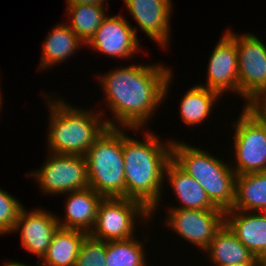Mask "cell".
Instances as JSON below:
<instances>
[{
    "label": "cell",
    "mask_w": 266,
    "mask_h": 266,
    "mask_svg": "<svg viewBox=\"0 0 266 266\" xmlns=\"http://www.w3.org/2000/svg\"><path fill=\"white\" fill-rule=\"evenodd\" d=\"M245 107L266 130V95L251 98Z\"/></svg>",
    "instance_id": "27"
},
{
    "label": "cell",
    "mask_w": 266,
    "mask_h": 266,
    "mask_svg": "<svg viewBox=\"0 0 266 266\" xmlns=\"http://www.w3.org/2000/svg\"><path fill=\"white\" fill-rule=\"evenodd\" d=\"M57 215L44 209L27 211L22 207L15 223L14 232H20L21 245L28 252L37 256L39 260L46 254L54 232L58 229Z\"/></svg>",
    "instance_id": "13"
},
{
    "label": "cell",
    "mask_w": 266,
    "mask_h": 266,
    "mask_svg": "<svg viewBox=\"0 0 266 266\" xmlns=\"http://www.w3.org/2000/svg\"><path fill=\"white\" fill-rule=\"evenodd\" d=\"M204 252H207L211 258L209 261L215 266L244 263L254 256L225 223L215 233Z\"/></svg>",
    "instance_id": "20"
},
{
    "label": "cell",
    "mask_w": 266,
    "mask_h": 266,
    "mask_svg": "<svg viewBox=\"0 0 266 266\" xmlns=\"http://www.w3.org/2000/svg\"><path fill=\"white\" fill-rule=\"evenodd\" d=\"M44 94L50 114L46 137L48 151L54 154L85 156L94 141L108 128L105 121L107 117H104L107 115L102 110L98 113L97 110L77 108L61 97L55 100L56 97L53 99Z\"/></svg>",
    "instance_id": "3"
},
{
    "label": "cell",
    "mask_w": 266,
    "mask_h": 266,
    "mask_svg": "<svg viewBox=\"0 0 266 266\" xmlns=\"http://www.w3.org/2000/svg\"><path fill=\"white\" fill-rule=\"evenodd\" d=\"M69 28L86 44L96 33L103 20L107 17L106 9L101 4L66 5Z\"/></svg>",
    "instance_id": "23"
},
{
    "label": "cell",
    "mask_w": 266,
    "mask_h": 266,
    "mask_svg": "<svg viewBox=\"0 0 266 266\" xmlns=\"http://www.w3.org/2000/svg\"><path fill=\"white\" fill-rule=\"evenodd\" d=\"M150 211L139 201L123 198H103L89 235L102 241L126 240L135 237L137 218L148 221Z\"/></svg>",
    "instance_id": "6"
},
{
    "label": "cell",
    "mask_w": 266,
    "mask_h": 266,
    "mask_svg": "<svg viewBox=\"0 0 266 266\" xmlns=\"http://www.w3.org/2000/svg\"><path fill=\"white\" fill-rule=\"evenodd\" d=\"M257 266H266V260H260Z\"/></svg>",
    "instance_id": "31"
},
{
    "label": "cell",
    "mask_w": 266,
    "mask_h": 266,
    "mask_svg": "<svg viewBox=\"0 0 266 266\" xmlns=\"http://www.w3.org/2000/svg\"><path fill=\"white\" fill-rule=\"evenodd\" d=\"M232 209L257 212L266 210V171L236 176L235 203Z\"/></svg>",
    "instance_id": "21"
},
{
    "label": "cell",
    "mask_w": 266,
    "mask_h": 266,
    "mask_svg": "<svg viewBox=\"0 0 266 266\" xmlns=\"http://www.w3.org/2000/svg\"><path fill=\"white\" fill-rule=\"evenodd\" d=\"M123 128L108 127L88 149L89 187L104 198H125Z\"/></svg>",
    "instance_id": "5"
},
{
    "label": "cell",
    "mask_w": 266,
    "mask_h": 266,
    "mask_svg": "<svg viewBox=\"0 0 266 266\" xmlns=\"http://www.w3.org/2000/svg\"><path fill=\"white\" fill-rule=\"evenodd\" d=\"M47 160L39 170H33L31 178L36 179L45 195L66 194L89 187L86 157L82 155H67L48 153Z\"/></svg>",
    "instance_id": "7"
},
{
    "label": "cell",
    "mask_w": 266,
    "mask_h": 266,
    "mask_svg": "<svg viewBox=\"0 0 266 266\" xmlns=\"http://www.w3.org/2000/svg\"><path fill=\"white\" fill-rule=\"evenodd\" d=\"M0 90H1V88H0ZM1 96H2V93H1V91H0V112H1V109H2L1 106H2V104H3L2 101H1V100H3Z\"/></svg>",
    "instance_id": "32"
},
{
    "label": "cell",
    "mask_w": 266,
    "mask_h": 266,
    "mask_svg": "<svg viewBox=\"0 0 266 266\" xmlns=\"http://www.w3.org/2000/svg\"><path fill=\"white\" fill-rule=\"evenodd\" d=\"M75 266H107L106 241L87 234L80 246Z\"/></svg>",
    "instance_id": "25"
},
{
    "label": "cell",
    "mask_w": 266,
    "mask_h": 266,
    "mask_svg": "<svg viewBox=\"0 0 266 266\" xmlns=\"http://www.w3.org/2000/svg\"><path fill=\"white\" fill-rule=\"evenodd\" d=\"M206 152L195 145L172 140V160L203 187L216 207L226 211L235 203L234 165Z\"/></svg>",
    "instance_id": "4"
},
{
    "label": "cell",
    "mask_w": 266,
    "mask_h": 266,
    "mask_svg": "<svg viewBox=\"0 0 266 266\" xmlns=\"http://www.w3.org/2000/svg\"><path fill=\"white\" fill-rule=\"evenodd\" d=\"M85 44L82 40L69 28L66 23L57 24L43 41L42 57L39 69H48L54 65L63 63Z\"/></svg>",
    "instance_id": "18"
},
{
    "label": "cell",
    "mask_w": 266,
    "mask_h": 266,
    "mask_svg": "<svg viewBox=\"0 0 266 266\" xmlns=\"http://www.w3.org/2000/svg\"><path fill=\"white\" fill-rule=\"evenodd\" d=\"M259 261L260 259H258L256 256H253L249 261H246L244 263L227 265V266H257Z\"/></svg>",
    "instance_id": "29"
},
{
    "label": "cell",
    "mask_w": 266,
    "mask_h": 266,
    "mask_svg": "<svg viewBox=\"0 0 266 266\" xmlns=\"http://www.w3.org/2000/svg\"><path fill=\"white\" fill-rule=\"evenodd\" d=\"M105 0H67L66 5H76V4H101L104 5ZM108 0H106L107 2Z\"/></svg>",
    "instance_id": "28"
},
{
    "label": "cell",
    "mask_w": 266,
    "mask_h": 266,
    "mask_svg": "<svg viewBox=\"0 0 266 266\" xmlns=\"http://www.w3.org/2000/svg\"><path fill=\"white\" fill-rule=\"evenodd\" d=\"M139 240L135 236L126 240L106 241L107 266H147L145 247Z\"/></svg>",
    "instance_id": "24"
},
{
    "label": "cell",
    "mask_w": 266,
    "mask_h": 266,
    "mask_svg": "<svg viewBox=\"0 0 266 266\" xmlns=\"http://www.w3.org/2000/svg\"><path fill=\"white\" fill-rule=\"evenodd\" d=\"M23 204L0 188V235L11 234Z\"/></svg>",
    "instance_id": "26"
},
{
    "label": "cell",
    "mask_w": 266,
    "mask_h": 266,
    "mask_svg": "<svg viewBox=\"0 0 266 266\" xmlns=\"http://www.w3.org/2000/svg\"><path fill=\"white\" fill-rule=\"evenodd\" d=\"M4 266H30V265H26L25 263H20V262H16V261H8V262H5L3 264Z\"/></svg>",
    "instance_id": "30"
},
{
    "label": "cell",
    "mask_w": 266,
    "mask_h": 266,
    "mask_svg": "<svg viewBox=\"0 0 266 266\" xmlns=\"http://www.w3.org/2000/svg\"><path fill=\"white\" fill-rule=\"evenodd\" d=\"M126 129L135 132L142 128H123L125 198L141 202L150 211V215H155L166 181L164 170L172 159V141L168 139L165 144L151 130L143 131L144 140L139 141L129 137Z\"/></svg>",
    "instance_id": "2"
},
{
    "label": "cell",
    "mask_w": 266,
    "mask_h": 266,
    "mask_svg": "<svg viewBox=\"0 0 266 266\" xmlns=\"http://www.w3.org/2000/svg\"><path fill=\"white\" fill-rule=\"evenodd\" d=\"M65 200L64 220L57 215L59 227L90 233L94 226L97 210L103 196L90 187L68 192Z\"/></svg>",
    "instance_id": "16"
},
{
    "label": "cell",
    "mask_w": 266,
    "mask_h": 266,
    "mask_svg": "<svg viewBox=\"0 0 266 266\" xmlns=\"http://www.w3.org/2000/svg\"><path fill=\"white\" fill-rule=\"evenodd\" d=\"M180 103L182 122L195 126L209 118L216 101L222 97L218 92L206 87L195 85L189 88Z\"/></svg>",
    "instance_id": "22"
},
{
    "label": "cell",
    "mask_w": 266,
    "mask_h": 266,
    "mask_svg": "<svg viewBox=\"0 0 266 266\" xmlns=\"http://www.w3.org/2000/svg\"><path fill=\"white\" fill-rule=\"evenodd\" d=\"M164 177L167 178L178 203L181 204L169 209L222 210L210 201L203 187L172 159L166 164Z\"/></svg>",
    "instance_id": "17"
},
{
    "label": "cell",
    "mask_w": 266,
    "mask_h": 266,
    "mask_svg": "<svg viewBox=\"0 0 266 266\" xmlns=\"http://www.w3.org/2000/svg\"><path fill=\"white\" fill-rule=\"evenodd\" d=\"M140 29L157 45L166 48L171 32L172 0H123Z\"/></svg>",
    "instance_id": "14"
},
{
    "label": "cell",
    "mask_w": 266,
    "mask_h": 266,
    "mask_svg": "<svg viewBox=\"0 0 266 266\" xmlns=\"http://www.w3.org/2000/svg\"><path fill=\"white\" fill-rule=\"evenodd\" d=\"M236 42L239 95L246 103L266 94V45L255 34L226 31Z\"/></svg>",
    "instance_id": "8"
},
{
    "label": "cell",
    "mask_w": 266,
    "mask_h": 266,
    "mask_svg": "<svg viewBox=\"0 0 266 266\" xmlns=\"http://www.w3.org/2000/svg\"><path fill=\"white\" fill-rule=\"evenodd\" d=\"M137 28L132 27L123 14L109 16L103 20L96 33L85 44L91 50L109 57L130 59L139 51Z\"/></svg>",
    "instance_id": "11"
},
{
    "label": "cell",
    "mask_w": 266,
    "mask_h": 266,
    "mask_svg": "<svg viewBox=\"0 0 266 266\" xmlns=\"http://www.w3.org/2000/svg\"><path fill=\"white\" fill-rule=\"evenodd\" d=\"M225 224L258 259L266 260V214L257 211H225Z\"/></svg>",
    "instance_id": "15"
},
{
    "label": "cell",
    "mask_w": 266,
    "mask_h": 266,
    "mask_svg": "<svg viewBox=\"0 0 266 266\" xmlns=\"http://www.w3.org/2000/svg\"><path fill=\"white\" fill-rule=\"evenodd\" d=\"M164 65L131 64L97 75L113 115L105 120L108 127L145 129L172 84V68Z\"/></svg>",
    "instance_id": "1"
},
{
    "label": "cell",
    "mask_w": 266,
    "mask_h": 266,
    "mask_svg": "<svg viewBox=\"0 0 266 266\" xmlns=\"http://www.w3.org/2000/svg\"><path fill=\"white\" fill-rule=\"evenodd\" d=\"M234 127L236 175L266 171V130L244 107Z\"/></svg>",
    "instance_id": "9"
},
{
    "label": "cell",
    "mask_w": 266,
    "mask_h": 266,
    "mask_svg": "<svg viewBox=\"0 0 266 266\" xmlns=\"http://www.w3.org/2000/svg\"><path fill=\"white\" fill-rule=\"evenodd\" d=\"M169 213V214H168ZM166 223L189 243L204 251L225 223L223 210L168 209Z\"/></svg>",
    "instance_id": "10"
},
{
    "label": "cell",
    "mask_w": 266,
    "mask_h": 266,
    "mask_svg": "<svg viewBox=\"0 0 266 266\" xmlns=\"http://www.w3.org/2000/svg\"><path fill=\"white\" fill-rule=\"evenodd\" d=\"M207 64V83L200 86L218 92L221 96L225 92L239 94L238 57L235 40L224 32L215 45Z\"/></svg>",
    "instance_id": "12"
},
{
    "label": "cell",
    "mask_w": 266,
    "mask_h": 266,
    "mask_svg": "<svg viewBox=\"0 0 266 266\" xmlns=\"http://www.w3.org/2000/svg\"><path fill=\"white\" fill-rule=\"evenodd\" d=\"M86 232L58 227L54 232L51 244L37 266H75L80 246Z\"/></svg>",
    "instance_id": "19"
}]
</instances>
